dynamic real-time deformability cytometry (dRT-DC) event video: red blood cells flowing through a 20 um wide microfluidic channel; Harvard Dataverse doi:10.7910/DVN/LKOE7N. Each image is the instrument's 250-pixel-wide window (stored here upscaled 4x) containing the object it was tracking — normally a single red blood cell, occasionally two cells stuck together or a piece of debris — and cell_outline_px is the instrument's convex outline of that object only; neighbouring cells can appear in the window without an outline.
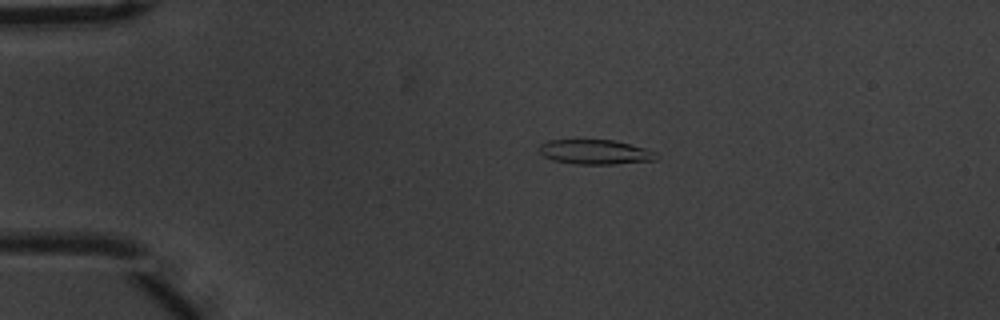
{"species": "common noctule bat (a hibernating species)", "species_latin": "Nyctalus noctula", "temperature_condition": "warm", "stored_images_in_passage": 54, "camera_frame_rate_fps": 3000, "um_per_image_px": 0.085, "animal": {"sex": "male", "body_mass_g": 20.1, "forearm_length_mm": 53.5}, "frame": {"image": 1, "passage_image": 11, "time_ms": 3.333, "image_size_px": [1000, 320], "cell_outline_px": [[660, 156], [656, 160], [616, 164], [572, 164], [552, 160], [544, 156], [540, 152], [540, 144], [548, 140], [616, 140], [644, 148], [656, 152]], "centroid_in_image_um": [50.62, 12.92], "position_along_channel_um": 34.4, "area_um2": 16.94}}
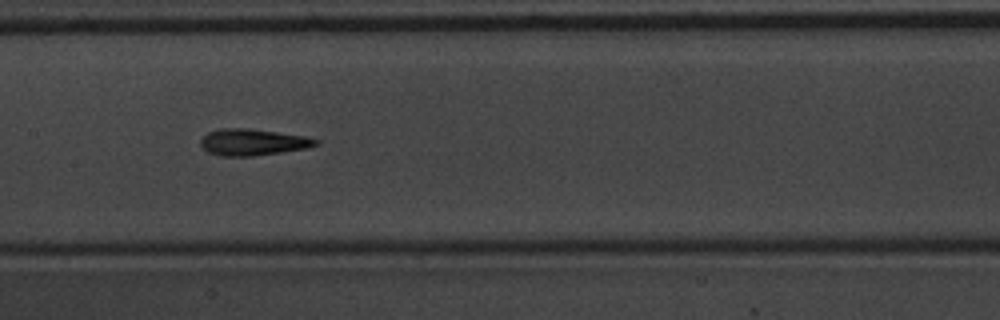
{"frame": {"image": 2, "passage_image": 27, "time_ms": 8.667, "image_size_px": [1000, 320], "cell_outline_px": [[320, 144], [308, 148], [252, 156], [220, 156], [208, 152], [200, 144], [200, 140], [208, 132], [220, 128], [248, 128], [304, 136], [320, 140]], "centroid_in_image_um": [21.49, 12.08], "position_along_channel_um": 185.9, "area_um2": 17.74}}
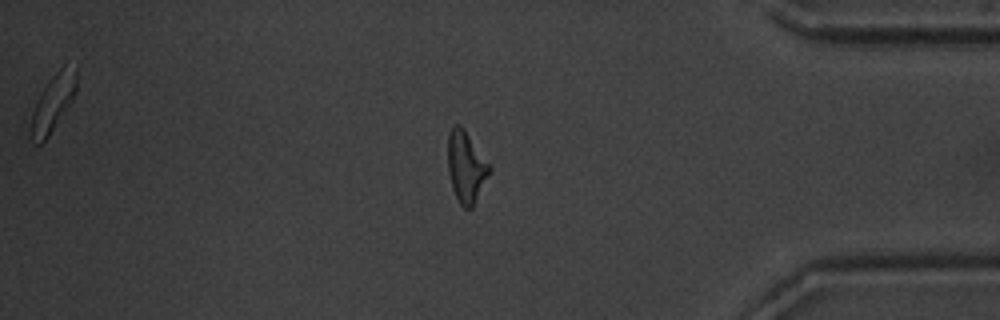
{"frame": {"image": 3, "passage_image": 46, "time_ms": 15.0, "image_size_px": [1000, 320], "cell_outline_px": [[492, 168], [472, 208], [464, 208], [460, 204], [452, 188], [448, 172], [448, 132], [456, 124], [460, 124], [492, 164]], "centroid_in_image_um": [39.63, 14.16], "position_along_channel_um": 395.6, "area_um2": 17.4}, "authors_computed_cell_mechanics": {"area_um2": 17.0221, "velocity_mm_per_s": 3.7193, "shape_relaxation_time_tau1_ms": 5.0533, "shape_relaxation_time_tau2_ms": 1.3044, "deformation_change_tau1": 0.1926, "deformation_change_tau2": 0.1202}}